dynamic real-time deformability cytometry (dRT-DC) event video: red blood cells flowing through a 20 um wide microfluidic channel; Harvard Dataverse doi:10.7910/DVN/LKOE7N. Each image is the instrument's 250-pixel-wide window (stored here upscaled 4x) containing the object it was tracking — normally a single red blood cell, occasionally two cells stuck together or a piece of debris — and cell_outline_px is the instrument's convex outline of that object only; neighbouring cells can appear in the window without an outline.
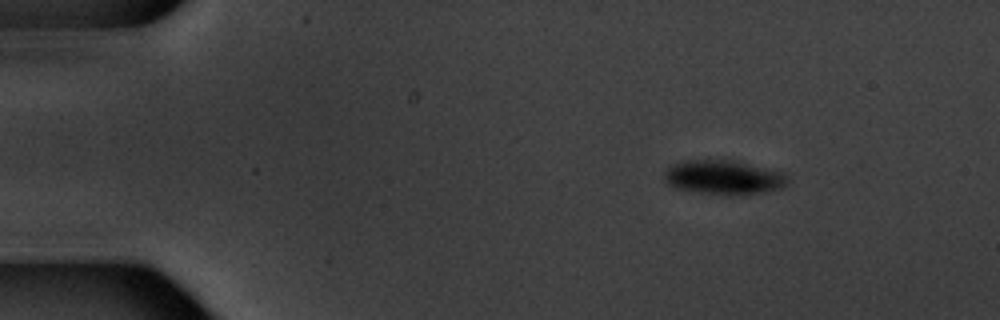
{"species": "common noctule bat (a hibernating species)", "species_latin": "Nyctalus noctula", "temperature_condition": "warm", "stored_images_in_passage": 5, "camera_frame_rate_fps": 3000, "um_per_image_px": 0.085, "animal": {"sex": "male", "body_mass_g": 20.1, "forearm_length_mm": 53.5}, "frame": {"image": 1, "passage_image": 3, "time_ms": 2.0, "image_size_px": [1000, 320], "cell_outline_px": [[788, 184], [780, 188], [764, 192], [744, 196], [700, 192], [676, 188], [668, 184], [664, 180], [664, 172], [668, 168], [676, 164], [688, 160], [724, 156], [784, 172], [788, 176]], "centroid_in_image_um": [61.57, 15.03], "position_along_channel_um": 23.4, "area_um2": 25.61}}
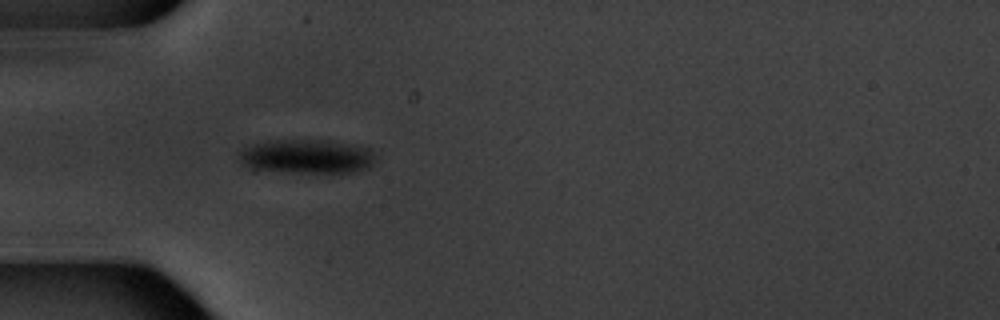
{"frame": {"image": 2, "passage_image": 5, "time_ms": 5.333, "image_size_px": [1000, 320], "cell_outline_px": [[376, 156], [372, 168], [352, 172], [288, 172], [248, 168], [240, 164], [236, 152], [240, 148], [252, 144], [276, 140], [328, 140], [372, 148]], "centroid_in_image_um": [26.06, 13.3], "position_along_channel_um": 58.9, "area_um2": 27.69}}